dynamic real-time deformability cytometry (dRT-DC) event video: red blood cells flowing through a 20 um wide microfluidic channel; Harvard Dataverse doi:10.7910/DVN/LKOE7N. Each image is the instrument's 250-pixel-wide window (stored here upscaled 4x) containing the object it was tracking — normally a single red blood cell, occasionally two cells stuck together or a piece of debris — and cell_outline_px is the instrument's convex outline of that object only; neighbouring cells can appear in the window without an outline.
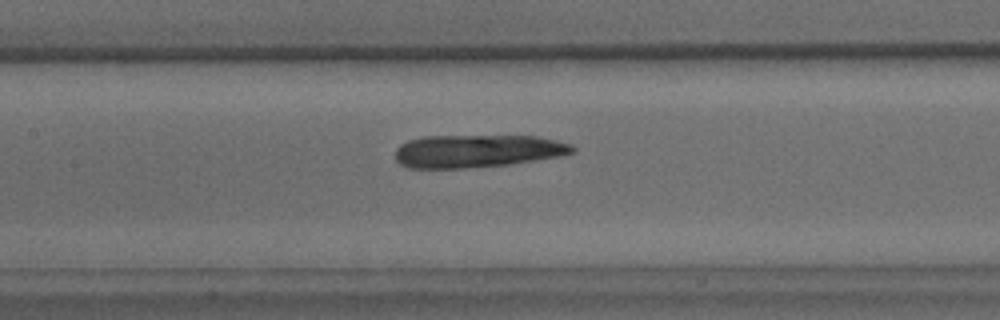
{"species": "common noctule bat (a hibernating species)", "species_latin": "Nyctalus noctula", "temperature_condition": "warm", "stored_images_in_passage": 38, "camera_frame_rate_fps": 3000, "um_per_image_px": 0.085, "animal": {"sex": "male", "body_mass_g": 15.6}, "frame": {"image": 1, "passage_image": 14, "time_ms": 4.333, "image_size_px": [1000, 320], "cell_outline_px": [[576, 152], [560, 156], [508, 164], [464, 168], [408, 168], [400, 164], [396, 160], [396, 148], [400, 144], [408, 140], [424, 136], [536, 136], [556, 140], [572, 144], [576, 148]], "centroid_in_image_um": [40.56, 12.83], "position_along_channel_um": 166.8, "area_um2": 33.93}}
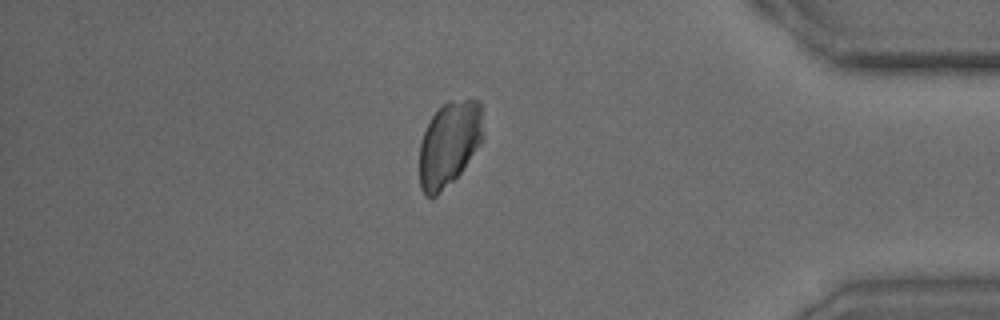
{"frame": {"image": 2, "passage_image": 35, "time_ms": 11.333, "image_size_px": [1000, 320], "cell_outline_px": [[484, 140], [460, 172], [436, 196], [424, 196], [420, 188], [420, 140], [432, 116], [448, 100], [480, 100], [484, 136]], "centroid_in_image_um": [38.19, 12.21], "position_along_channel_um": 397.0, "area_um2": 31.39}}